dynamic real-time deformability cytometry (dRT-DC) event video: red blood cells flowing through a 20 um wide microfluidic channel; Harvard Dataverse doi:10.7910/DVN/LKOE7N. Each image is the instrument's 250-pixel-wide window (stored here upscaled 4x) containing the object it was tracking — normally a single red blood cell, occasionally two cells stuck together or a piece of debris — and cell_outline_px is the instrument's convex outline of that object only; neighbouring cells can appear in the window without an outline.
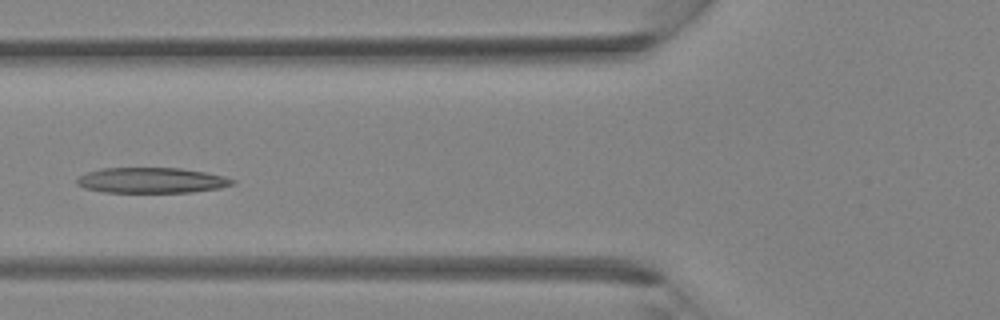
{"species": "Egyptian fruit bat (a non-hibernating species)", "species_latin": "Rousettus aegyptiacus", "temperature_condition": "room temperature", "stored_images_in_passage": 36, "camera_frame_rate_fps": 3000, "um_per_image_px": 0.085, "animal": {"sex": "female"}, "frame": {"image": 1, "passage_image": 13, "time_ms": 4.0, "image_size_px": [1000, 320], "cell_outline_px": [[236, 184], [220, 188], [192, 192], [104, 192], [84, 188], [76, 184], [76, 180], [80, 176], [88, 172], [104, 168], [180, 168], [204, 172], [224, 176], [236, 180]], "centroid_in_image_um": [12.91, 15.33], "position_along_channel_um": 112.9, "area_um2": 23.06}}
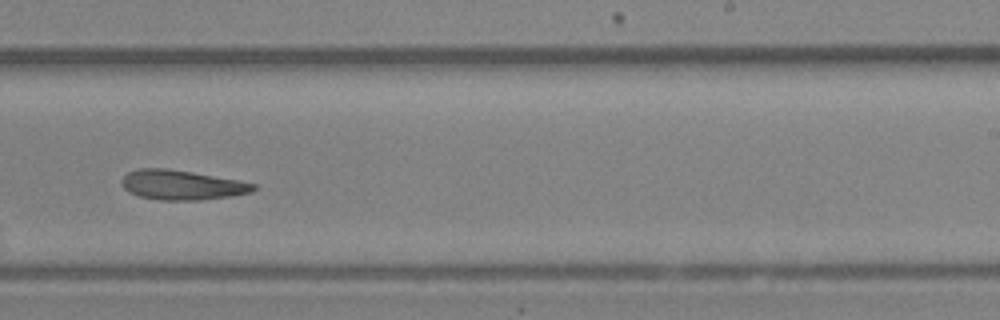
{"frame": {"image": 2, "passage_image": 22, "time_ms": 7.0, "image_size_px": [1000, 320], "cell_outline_px": [[256, 188], [252, 192], [232, 196], [200, 200], [160, 200], [140, 196], [128, 192], [124, 188], [120, 180], [128, 172], [136, 168], [168, 168], [192, 172], [236, 180], [256, 184]], "centroid_in_image_um": [15.42, 15.72], "position_along_channel_um": 273.6, "area_um2": 22.77}}
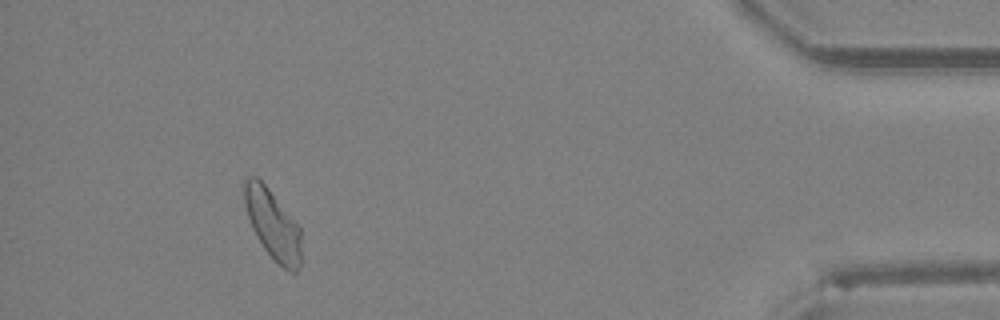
{"frame": {"image": 3, "passage_image": 33, "time_ms": 10.667, "image_size_px": [1000, 320], "cell_outline_px": [[300, 264], [296, 272], [288, 272], [264, 248], [256, 236], [252, 228], [244, 204], [244, 180], [248, 176], [256, 176], [268, 188], [300, 228]], "centroid_in_image_um": [23.16, 19.06], "position_along_channel_um": 412.0, "area_um2": 22.54}}